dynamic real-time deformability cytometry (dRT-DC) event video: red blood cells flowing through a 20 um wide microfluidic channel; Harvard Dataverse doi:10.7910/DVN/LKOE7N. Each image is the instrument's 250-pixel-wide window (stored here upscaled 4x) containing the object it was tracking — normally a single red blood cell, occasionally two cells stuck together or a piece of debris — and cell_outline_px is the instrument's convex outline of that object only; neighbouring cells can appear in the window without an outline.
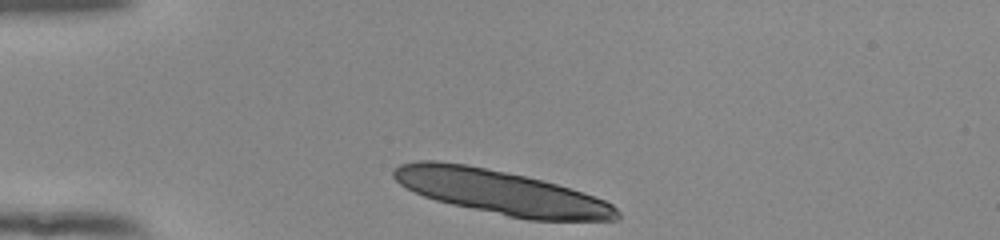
{"species": "human", "species_latin": "Homo sapiens", "temperature_condition": "room temperature", "stored_images_in_passage": 33, "camera_frame_rate_fps": 3000, "um_per_image_px": 0.085, "donor": {"sex": "female"}, "frame": {"image": 1, "passage_image": 1, "time_ms": 0.0, "image_size_px": [1000, 240], "cell_outline_px": [[620, 220], [528, 220], [508, 216], [452, 204], [436, 200], [424, 196], [400, 184], [392, 176], [392, 172], [400, 164], [420, 160], [436, 160], [464, 164], [524, 176], [556, 184], [604, 200], [612, 204], [620, 212]], "centroid_in_image_um": [42.58, 16.35], "position_along_channel_um": 42.4, "area_um2": 56.59}}
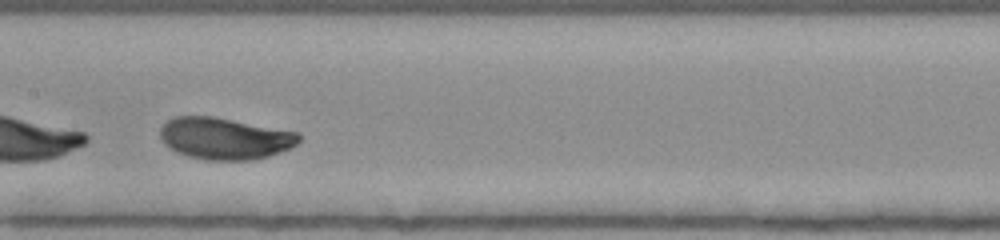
{"frame": {"image": 2, "passage_image": 16, "time_ms": 5.0, "image_size_px": [1000, 240], "cell_outline_px": [[300, 140], [296, 144], [288, 148], [268, 156], [252, 160], [204, 160], [188, 156], [176, 152], [168, 148], [160, 140], [160, 128], [168, 120], [176, 116], [212, 116], [300, 132]], "centroid_in_image_um": [19.07, 11.77], "position_along_channel_um": 188.3, "area_um2": 33.87}}
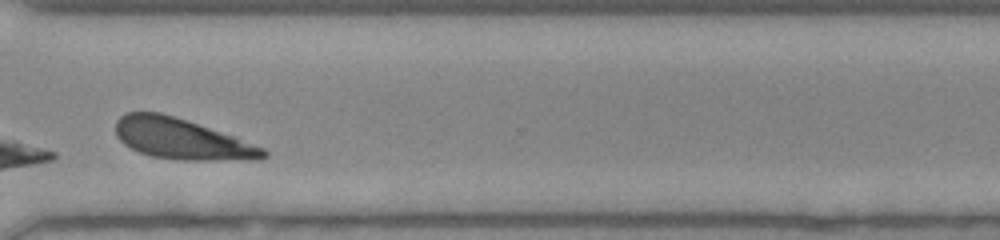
{"frame": {"image": 3, "passage_image": 29, "time_ms": 9.333, "image_size_px": [1000, 240], "cell_outline_px": [[268, 156], [252, 160], [180, 160], [152, 156], [140, 152], [124, 144], [116, 136], [116, 120], [120, 116], [128, 112], [160, 112], [236, 136], [264, 148], [268, 152]], "centroid_in_image_um": [15.46, 11.81], "position_along_channel_um": 355.1, "area_um2": 34.97}, "authors_computed_cell_mechanics": {"area_um2": 33.8708, "velocity_mm_per_s": 3.8397, "shape_relaxation_time_tau1_ms": 2.0813, "shape_relaxation_time_tau2_ms": null, "deformation_change_tau1": 0.1154, "deformation_change_tau2": null}}